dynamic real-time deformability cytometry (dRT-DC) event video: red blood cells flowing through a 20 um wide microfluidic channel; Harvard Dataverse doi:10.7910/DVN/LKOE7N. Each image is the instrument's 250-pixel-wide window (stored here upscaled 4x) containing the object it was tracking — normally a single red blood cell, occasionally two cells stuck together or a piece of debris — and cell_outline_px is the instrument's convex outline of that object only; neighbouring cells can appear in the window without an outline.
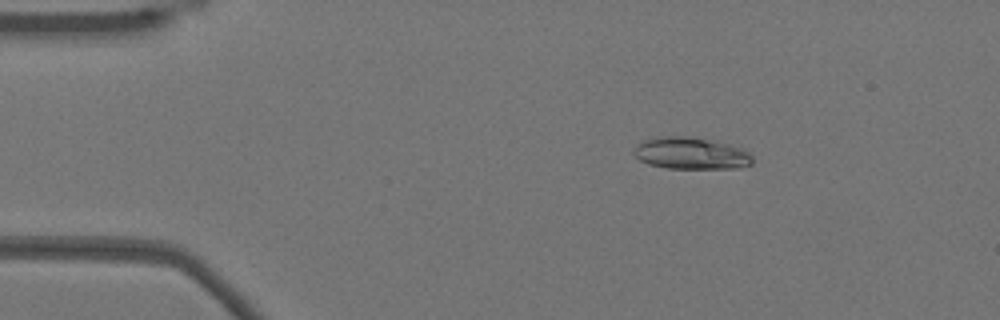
{"species": "Egyptian fruit bat (a non-hibernating species)", "species_latin": "Rousettus aegyptiacus", "temperature_condition": "warm", "stored_images_in_passage": 46, "camera_frame_rate_fps": 3000, "um_per_image_px": 0.085, "animal": {"sex": "female"}, "frame": {"image": 1, "passage_image": 2, "time_ms": 0.333, "image_size_px": [1000, 320], "cell_outline_px": [[752, 164], [736, 168], [668, 168], [648, 164], [640, 160], [632, 152], [644, 140], [656, 136], [684, 136], [728, 144], [744, 148], [752, 156]], "centroid_in_image_um": [58.74, 13.04], "position_along_channel_um": 26.3, "area_um2": 21.79}}
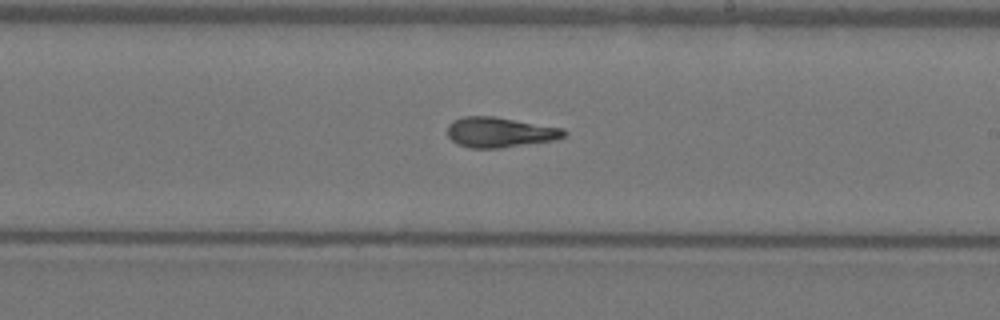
{"frame": {"image": 2, "passage_image": 24, "time_ms": 7.667, "image_size_px": [1000, 320], "cell_outline_px": [[568, 132], [564, 136], [556, 140], [500, 148], [468, 148], [456, 144], [448, 136], [448, 124], [452, 120], [464, 116], [496, 116], [564, 128]], "centroid_in_image_um": [42.49, 11.24], "position_along_channel_um": 246.5, "area_um2": 20.81}}
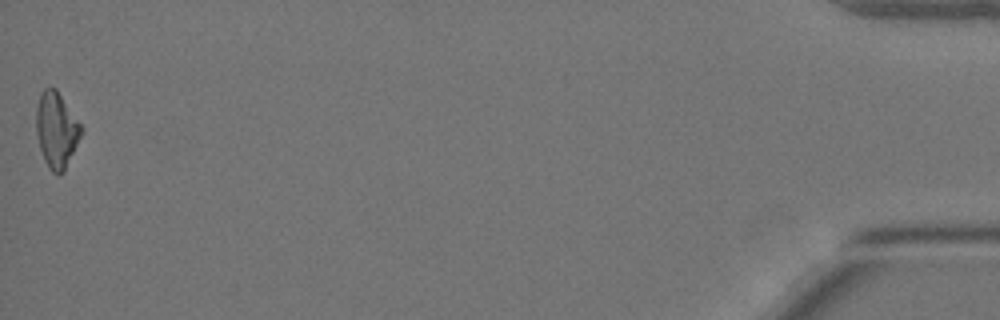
{"frame": {"image": 3, "passage_image": 46, "time_ms": 15.0, "image_size_px": [1000, 320], "cell_outline_px": [[84, 132], [64, 172], [60, 176], [56, 176], [48, 168], [44, 160], [40, 148], [36, 132], [36, 108], [40, 92], [44, 88], [56, 88], [84, 128]], "centroid_in_image_um": [4.82, 11.08], "position_along_channel_um": 430.4, "area_um2": 20.29}, "authors_computed_cell_mechanics": {"area_um2": 20.2589, "velocity_mm_per_s": 3.839, "shape_relaxation_time_tau1_ms": 9.0969, "shape_relaxation_time_tau2_ms": 2.4122, "deformation_change_tau1": 0.2534, "deformation_change_tau2": 0.0937}}